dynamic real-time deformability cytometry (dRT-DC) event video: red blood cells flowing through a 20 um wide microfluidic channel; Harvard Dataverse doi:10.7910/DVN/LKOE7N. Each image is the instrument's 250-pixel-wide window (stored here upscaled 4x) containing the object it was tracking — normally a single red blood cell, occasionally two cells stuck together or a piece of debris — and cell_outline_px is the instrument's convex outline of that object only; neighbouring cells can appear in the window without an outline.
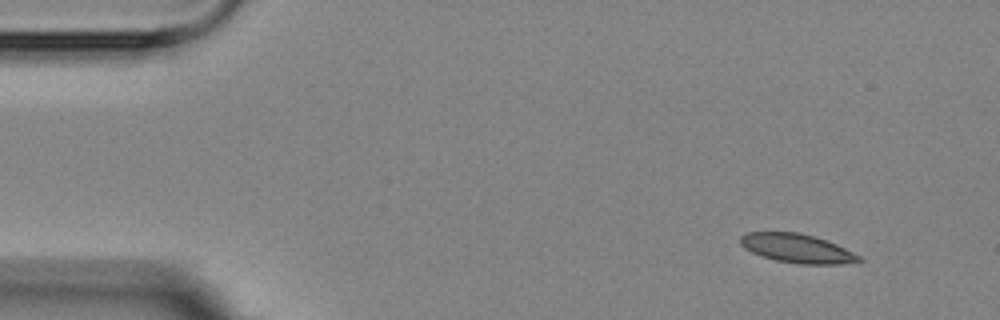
{"species": "Egyptian fruit bat (a non-hibernating species)", "species_latin": "Rousettus aegyptiacus", "temperature_condition": "room temperature", "stored_images_in_passage": 3, "camera_frame_rate_fps": 3000, "um_per_image_px": 0.085, "animal": {"sex": "female"}, "frame": {"image": 1, "passage_image": 1, "time_ms": 0.0, "image_size_px": [1000, 320], "cell_outline_px": [[864, 260], [840, 264], [800, 264], [776, 260], [752, 252], [744, 248], [740, 244], [740, 236], [748, 232], [796, 232], [812, 236], [836, 244], [860, 256]], "centroid_in_image_um": [67.73, 21.11], "position_along_channel_um": 17.3, "area_um2": 19.65}}